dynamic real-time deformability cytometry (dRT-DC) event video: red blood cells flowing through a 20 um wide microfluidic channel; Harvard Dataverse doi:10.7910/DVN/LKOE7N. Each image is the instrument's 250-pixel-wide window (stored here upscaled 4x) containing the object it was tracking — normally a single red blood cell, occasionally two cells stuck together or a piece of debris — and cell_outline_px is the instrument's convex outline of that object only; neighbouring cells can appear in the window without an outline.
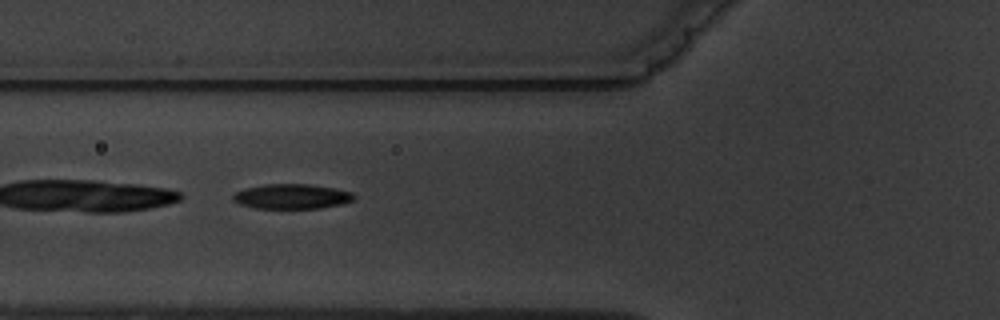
{"species": "common noctule bat (a hibernating species)", "species_latin": "Nyctalus noctula", "temperature_condition": "warm", "stored_images_in_passage": 7, "camera_frame_rate_fps": 3000, "um_per_image_px": 0.085, "animal": {"sex": "male", "body_mass_g": 19.5, "forearm_length_mm": 54.6}, "frame": {"image": 1, "passage_image": 6, "time_ms": 7.0, "image_size_px": [1000, 320], "cell_outline_px": [[356, 196], [352, 200], [344, 204], [320, 208], [256, 208], [240, 204], [232, 200], [232, 196], [236, 192], [248, 188], [264, 184], [312, 184], [336, 188], [352, 192]], "centroid_in_image_um": [24.85, 16.69], "position_along_channel_um": 101.0, "area_um2": 17.57}}